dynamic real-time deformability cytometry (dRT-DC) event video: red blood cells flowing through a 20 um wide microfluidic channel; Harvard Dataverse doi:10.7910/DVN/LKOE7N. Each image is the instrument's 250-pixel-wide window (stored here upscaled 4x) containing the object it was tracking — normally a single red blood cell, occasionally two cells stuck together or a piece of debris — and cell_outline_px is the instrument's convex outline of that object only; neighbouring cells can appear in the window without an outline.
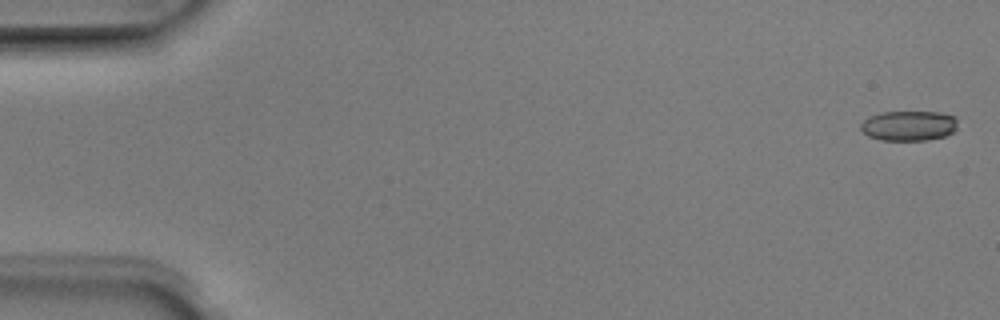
{"species": "Egyptian fruit bat (a non-hibernating species)", "species_latin": "Rousettus aegyptiacus", "temperature_condition": "room temperature", "stored_images_in_passage": 5, "camera_frame_rate_fps": 3000, "um_per_image_px": 0.085, "animal": {"sex": "male"}, "frame": {"image": 1, "passage_image": 1, "time_ms": 0.0, "image_size_px": [1000, 320], "cell_outline_px": [[956, 128], [952, 132], [944, 136], [928, 140], [880, 140], [868, 136], [860, 128], [860, 124], [868, 116], [880, 112], [940, 112], [956, 116]], "centroid_in_image_um": [77.23, 10.68], "position_along_channel_um": 7.8, "area_um2": 17.05}}
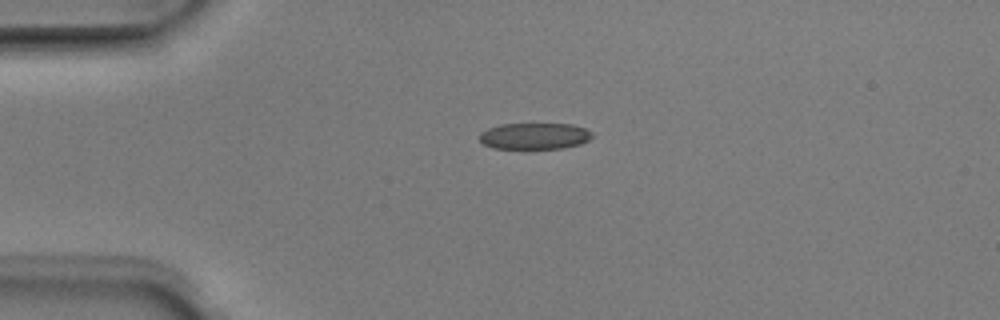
{"frame": {"image": 2, "passage_image": 4, "time_ms": 1.0, "image_size_px": [1000, 320], "cell_outline_px": [[592, 136], [588, 140], [580, 144], [564, 148], [492, 148], [484, 144], [480, 140], [480, 132], [488, 128], [500, 124], [572, 124], [584, 128], [592, 132]], "centroid_in_image_um": [45.43, 11.56], "position_along_channel_um": 39.6, "area_um2": 17.22}}